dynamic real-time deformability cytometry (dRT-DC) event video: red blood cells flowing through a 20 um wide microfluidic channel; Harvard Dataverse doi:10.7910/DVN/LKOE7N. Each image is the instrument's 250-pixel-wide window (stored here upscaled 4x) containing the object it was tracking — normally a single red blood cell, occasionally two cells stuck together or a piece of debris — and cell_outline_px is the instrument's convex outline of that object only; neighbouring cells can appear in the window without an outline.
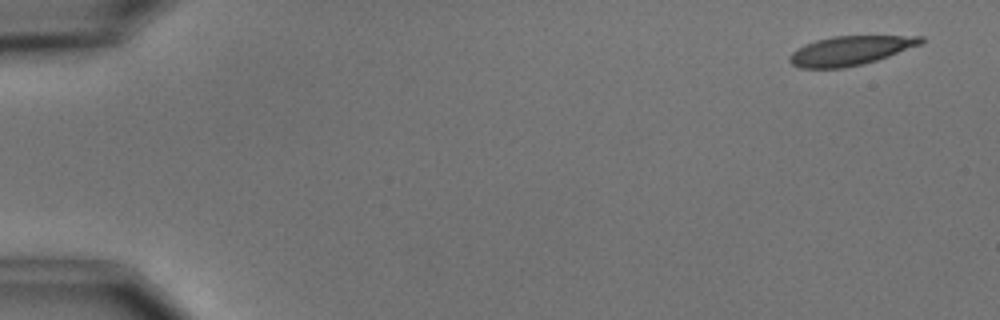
{"species": "common noctule bat (a hibernating species)", "species_latin": "Nyctalus noctula", "temperature_condition": "cold", "stored_images_in_passage": 5, "camera_frame_rate_fps": 3000, "um_per_image_px": 0.085, "animal": {"sex": "male", "body_mass_g": 15.6}, "frame": {"image": 1, "passage_image": 1, "time_ms": 0.0, "image_size_px": [1000, 320], "cell_outline_px": [[924, 40], [920, 44], [888, 56], [876, 60], [844, 68], [800, 68], [792, 64], [788, 60], [788, 56], [792, 52], [804, 44], [816, 40], [832, 36], [924, 36]], "centroid_in_image_um": [72.21, 4.3], "position_along_channel_um": 12.8, "area_um2": 22.14}}
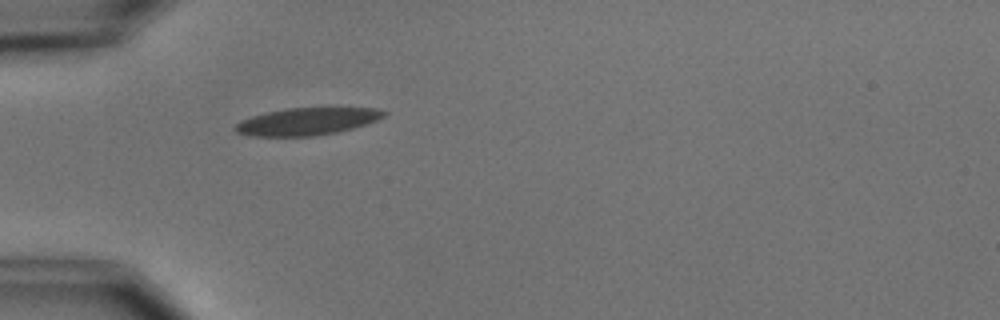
{"frame": {"image": 2, "passage_image": 5, "time_ms": 4.667, "image_size_px": [1000, 320], "cell_outline_px": [[388, 112], [384, 116], [376, 120], [352, 128], [336, 132], [312, 136], [248, 136], [236, 132], [232, 128], [240, 120], [252, 116], [268, 112], [288, 108], [376, 108]], "centroid_in_image_um": [26.04, 10.32], "position_along_channel_um": 59.0, "area_um2": 23.47}}